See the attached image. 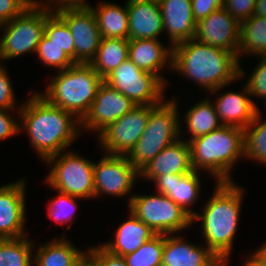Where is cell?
<instances>
[{"label": "cell", "instance_id": "1", "mask_svg": "<svg viewBox=\"0 0 266 266\" xmlns=\"http://www.w3.org/2000/svg\"><path fill=\"white\" fill-rule=\"evenodd\" d=\"M18 113L20 131L26 130L30 145L44 162L64 152L81 130L80 121L72 113L50 104L39 92L30 95Z\"/></svg>", "mask_w": 266, "mask_h": 266}, {"label": "cell", "instance_id": "2", "mask_svg": "<svg viewBox=\"0 0 266 266\" xmlns=\"http://www.w3.org/2000/svg\"><path fill=\"white\" fill-rule=\"evenodd\" d=\"M238 54L190 39L173 46L172 70L217 93L245 74Z\"/></svg>", "mask_w": 266, "mask_h": 266}, {"label": "cell", "instance_id": "3", "mask_svg": "<svg viewBox=\"0 0 266 266\" xmlns=\"http://www.w3.org/2000/svg\"><path fill=\"white\" fill-rule=\"evenodd\" d=\"M244 189L232 182H217L212 197L203 210L192 217V222L201 220L205 245L223 263L230 262L235 233L237 232Z\"/></svg>", "mask_w": 266, "mask_h": 266}, {"label": "cell", "instance_id": "4", "mask_svg": "<svg viewBox=\"0 0 266 266\" xmlns=\"http://www.w3.org/2000/svg\"><path fill=\"white\" fill-rule=\"evenodd\" d=\"M188 142L193 170H205L216 182H232L230 170L239 158H244L243 129L222 125Z\"/></svg>", "mask_w": 266, "mask_h": 266}, {"label": "cell", "instance_id": "5", "mask_svg": "<svg viewBox=\"0 0 266 266\" xmlns=\"http://www.w3.org/2000/svg\"><path fill=\"white\" fill-rule=\"evenodd\" d=\"M103 81L90 64L75 63L58 71L45 88L46 91L40 95L81 121L88 113Z\"/></svg>", "mask_w": 266, "mask_h": 266}, {"label": "cell", "instance_id": "6", "mask_svg": "<svg viewBox=\"0 0 266 266\" xmlns=\"http://www.w3.org/2000/svg\"><path fill=\"white\" fill-rule=\"evenodd\" d=\"M177 100L150 105V116L142 137L127 155L129 162L140 172L164 148L181 135Z\"/></svg>", "mask_w": 266, "mask_h": 266}, {"label": "cell", "instance_id": "7", "mask_svg": "<svg viewBox=\"0 0 266 266\" xmlns=\"http://www.w3.org/2000/svg\"><path fill=\"white\" fill-rule=\"evenodd\" d=\"M53 12L35 0L20 15L1 25V60L13 59L25 53H36L44 34L46 19Z\"/></svg>", "mask_w": 266, "mask_h": 266}, {"label": "cell", "instance_id": "8", "mask_svg": "<svg viewBox=\"0 0 266 266\" xmlns=\"http://www.w3.org/2000/svg\"><path fill=\"white\" fill-rule=\"evenodd\" d=\"M45 163L52 165L45 184L50 188L80 197L95 198L94 163L74 151L60 152L49 157Z\"/></svg>", "mask_w": 266, "mask_h": 266}, {"label": "cell", "instance_id": "9", "mask_svg": "<svg viewBox=\"0 0 266 266\" xmlns=\"http://www.w3.org/2000/svg\"><path fill=\"white\" fill-rule=\"evenodd\" d=\"M128 209L155 234H176L192 225V217L164 194L131 195Z\"/></svg>", "mask_w": 266, "mask_h": 266}, {"label": "cell", "instance_id": "10", "mask_svg": "<svg viewBox=\"0 0 266 266\" xmlns=\"http://www.w3.org/2000/svg\"><path fill=\"white\" fill-rule=\"evenodd\" d=\"M104 82L136 105H159L164 101L166 84L157 75L140 69L129 58L107 75Z\"/></svg>", "mask_w": 266, "mask_h": 266}, {"label": "cell", "instance_id": "11", "mask_svg": "<svg viewBox=\"0 0 266 266\" xmlns=\"http://www.w3.org/2000/svg\"><path fill=\"white\" fill-rule=\"evenodd\" d=\"M150 116V105H136L97 135L99 146L106 154L125 155L142 137Z\"/></svg>", "mask_w": 266, "mask_h": 266}, {"label": "cell", "instance_id": "12", "mask_svg": "<svg viewBox=\"0 0 266 266\" xmlns=\"http://www.w3.org/2000/svg\"><path fill=\"white\" fill-rule=\"evenodd\" d=\"M55 13L68 25L74 38V63L90 64L102 39L91 7L64 8Z\"/></svg>", "mask_w": 266, "mask_h": 266}, {"label": "cell", "instance_id": "13", "mask_svg": "<svg viewBox=\"0 0 266 266\" xmlns=\"http://www.w3.org/2000/svg\"><path fill=\"white\" fill-rule=\"evenodd\" d=\"M140 172L125 155L104 154L94 163L95 197L101 194L121 197L129 195Z\"/></svg>", "mask_w": 266, "mask_h": 266}, {"label": "cell", "instance_id": "14", "mask_svg": "<svg viewBox=\"0 0 266 266\" xmlns=\"http://www.w3.org/2000/svg\"><path fill=\"white\" fill-rule=\"evenodd\" d=\"M135 106L129 98L103 81L88 113L80 121V128L100 133Z\"/></svg>", "mask_w": 266, "mask_h": 266}, {"label": "cell", "instance_id": "15", "mask_svg": "<svg viewBox=\"0 0 266 266\" xmlns=\"http://www.w3.org/2000/svg\"><path fill=\"white\" fill-rule=\"evenodd\" d=\"M240 23L224 7L196 22L193 39L238 54Z\"/></svg>", "mask_w": 266, "mask_h": 266}, {"label": "cell", "instance_id": "16", "mask_svg": "<svg viewBox=\"0 0 266 266\" xmlns=\"http://www.w3.org/2000/svg\"><path fill=\"white\" fill-rule=\"evenodd\" d=\"M25 181L0 186V239L27 236L25 232Z\"/></svg>", "mask_w": 266, "mask_h": 266}, {"label": "cell", "instance_id": "17", "mask_svg": "<svg viewBox=\"0 0 266 266\" xmlns=\"http://www.w3.org/2000/svg\"><path fill=\"white\" fill-rule=\"evenodd\" d=\"M172 235H165L161 266H224L206 246L194 245L182 236Z\"/></svg>", "mask_w": 266, "mask_h": 266}, {"label": "cell", "instance_id": "18", "mask_svg": "<svg viewBox=\"0 0 266 266\" xmlns=\"http://www.w3.org/2000/svg\"><path fill=\"white\" fill-rule=\"evenodd\" d=\"M199 171H191L186 174H163L156 176L155 182L157 192L168 196L174 203L193 217L196 212L191 210L200 195Z\"/></svg>", "mask_w": 266, "mask_h": 266}, {"label": "cell", "instance_id": "19", "mask_svg": "<svg viewBox=\"0 0 266 266\" xmlns=\"http://www.w3.org/2000/svg\"><path fill=\"white\" fill-rule=\"evenodd\" d=\"M164 31L170 45L193 39L196 21L193 18L192 0H161L159 2Z\"/></svg>", "mask_w": 266, "mask_h": 266}, {"label": "cell", "instance_id": "20", "mask_svg": "<svg viewBox=\"0 0 266 266\" xmlns=\"http://www.w3.org/2000/svg\"><path fill=\"white\" fill-rule=\"evenodd\" d=\"M129 31L128 39H158L163 28L159 2L127 0Z\"/></svg>", "mask_w": 266, "mask_h": 266}, {"label": "cell", "instance_id": "21", "mask_svg": "<svg viewBox=\"0 0 266 266\" xmlns=\"http://www.w3.org/2000/svg\"><path fill=\"white\" fill-rule=\"evenodd\" d=\"M193 171L189 142L182 138L171 143L141 171L140 177L152 181L163 174H186Z\"/></svg>", "mask_w": 266, "mask_h": 266}, {"label": "cell", "instance_id": "22", "mask_svg": "<svg viewBox=\"0 0 266 266\" xmlns=\"http://www.w3.org/2000/svg\"><path fill=\"white\" fill-rule=\"evenodd\" d=\"M248 96L250 94L246 85L240 93L229 91L219 94V97L213 103L222 125L234 126L244 130L253 121L259 108Z\"/></svg>", "mask_w": 266, "mask_h": 266}, {"label": "cell", "instance_id": "23", "mask_svg": "<svg viewBox=\"0 0 266 266\" xmlns=\"http://www.w3.org/2000/svg\"><path fill=\"white\" fill-rule=\"evenodd\" d=\"M128 58L140 69L157 75L167 84L168 80L164 79L160 72L167 65L172 70L173 47L171 45L166 48L159 39L129 40Z\"/></svg>", "mask_w": 266, "mask_h": 266}, {"label": "cell", "instance_id": "24", "mask_svg": "<svg viewBox=\"0 0 266 266\" xmlns=\"http://www.w3.org/2000/svg\"><path fill=\"white\" fill-rule=\"evenodd\" d=\"M129 216V219L117 228L113 242L100 244L112 254L125 256L133 253L156 235L149 226L140 221L132 212L129 213Z\"/></svg>", "mask_w": 266, "mask_h": 266}, {"label": "cell", "instance_id": "25", "mask_svg": "<svg viewBox=\"0 0 266 266\" xmlns=\"http://www.w3.org/2000/svg\"><path fill=\"white\" fill-rule=\"evenodd\" d=\"M65 236L38 245L33 266H74L87 251L78 249Z\"/></svg>", "mask_w": 266, "mask_h": 266}, {"label": "cell", "instance_id": "26", "mask_svg": "<svg viewBox=\"0 0 266 266\" xmlns=\"http://www.w3.org/2000/svg\"><path fill=\"white\" fill-rule=\"evenodd\" d=\"M97 8L91 7L94 12L101 38L128 39L129 19L128 9L113 3L99 2Z\"/></svg>", "mask_w": 266, "mask_h": 266}, {"label": "cell", "instance_id": "27", "mask_svg": "<svg viewBox=\"0 0 266 266\" xmlns=\"http://www.w3.org/2000/svg\"><path fill=\"white\" fill-rule=\"evenodd\" d=\"M128 54L129 39L102 38L90 65L104 79L128 58Z\"/></svg>", "mask_w": 266, "mask_h": 266}, {"label": "cell", "instance_id": "28", "mask_svg": "<svg viewBox=\"0 0 266 266\" xmlns=\"http://www.w3.org/2000/svg\"><path fill=\"white\" fill-rule=\"evenodd\" d=\"M243 54L266 57V18L252 15L240 23L238 58Z\"/></svg>", "mask_w": 266, "mask_h": 266}, {"label": "cell", "instance_id": "29", "mask_svg": "<svg viewBox=\"0 0 266 266\" xmlns=\"http://www.w3.org/2000/svg\"><path fill=\"white\" fill-rule=\"evenodd\" d=\"M184 119L187 132L190 134V140L206 135L222 126L214 104L207 98L200 100L196 105L189 108Z\"/></svg>", "mask_w": 266, "mask_h": 266}, {"label": "cell", "instance_id": "30", "mask_svg": "<svg viewBox=\"0 0 266 266\" xmlns=\"http://www.w3.org/2000/svg\"><path fill=\"white\" fill-rule=\"evenodd\" d=\"M28 239H0V266H33L34 245Z\"/></svg>", "mask_w": 266, "mask_h": 266}, {"label": "cell", "instance_id": "31", "mask_svg": "<svg viewBox=\"0 0 266 266\" xmlns=\"http://www.w3.org/2000/svg\"><path fill=\"white\" fill-rule=\"evenodd\" d=\"M260 110L243 130L244 158L266 164V120L260 123ZM254 126V127H253Z\"/></svg>", "mask_w": 266, "mask_h": 266}, {"label": "cell", "instance_id": "32", "mask_svg": "<svg viewBox=\"0 0 266 266\" xmlns=\"http://www.w3.org/2000/svg\"><path fill=\"white\" fill-rule=\"evenodd\" d=\"M165 235L156 234L139 249L124 257L127 266H161Z\"/></svg>", "mask_w": 266, "mask_h": 266}, {"label": "cell", "instance_id": "33", "mask_svg": "<svg viewBox=\"0 0 266 266\" xmlns=\"http://www.w3.org/2000/svg\"><path fill=\"white\" fill-rule=\"evenodd\" d=\"M44 35L60 46L74 62V38L68 25L55 12L46 19Z\"/></svg>", "mask_w": 266, "mask_h": 266}, {"label": "cell", "instance_id": "34", "mask_svg": "<svg viewBox=\"0 0 266 266\" xmlns=\"http://www.w3.org/2000/svg\"><path fill=\"white\" fill-rule=\"evenodd\" d=\"M36 54L42 64L65 70L75 63L65 54L60 46L51 42L44 34L37 46Z\"/></svg>", "mask_w": 266, "mask_h": 266}, {"label": "cell", "instance_id": "35", "mask_svg": "<svg viewBox=\"0 0 266 266\" xmlns=\"http://www.w3.org/2000/svg\"><path fill=\"white\" fill-rule=\"evenodd\" d=\"M58 197L56 196L55 199L49 202L48 206V216L58 222V224L67 223L68 227L66 228L69 230L72 221L69 223L70 220H74V212L77 209L76 200L82 199L80 197H75L68 195L66 193H62L57 191ZM72 218V219H71Z\"/></svg>", "mask_w": 266, "mask_h": 266}, {"label": "cell", "instance_id": "36", "mask_svg": "<svg viewBox=\"0 0 266 266\" xmlns=\"http://www.w3.org/2000/svg\"><path fill=\"white\" fill-rule=\"evenodd\" d=\"M247 80L245 85L250 96L266 100V57H261Z\"/></svg>", "mask_w": 266, "mask_h": 266}, {"label": "cell", "instance_id": "37", "mask_svg": "<svg viewBox=\"0 0 266 266\" xmlns=\"http://www.w3.org/2000/svg\"><path fill=\"white\" fill-rule=\"evenodd\" d=\"M256 0H224L223 7L239 23L254 14Z\"/></svg>", "mask_w": 266, "mask_h": 266}, {"label": "cell", "instance_id": "38", "mask_svg": "<svg viewBox=\"0 0 266 266\" xmlns=\"http://www.w3.org/2000/svg\"><path fill=\"white\" fill-rule=\"evenodd\" d=\"M6 67L0 64V109L14 110L16 107V99Z\"/></svg>", "mask_w": 266, "mask_h": 266}, {"label": "cell", "instance_id": "39", "mask_svg": "<svg viewBox=\"0 0 266 266\" xmlns=\"http://www.w3.org/2000/svg\"><path fill=\"white\" fill-rule=\"evenodd\" d=\"M35 0H0V25L20 15Z\"/></svg>", "mask_w": 266, "mask_h": 266}, {"label": "cell", "instance_id": "40", "mask_svg": "<svg viewBox=\"0 0 266 266\" xmlns=\"http://www.w3.org/2000/svg\"><path fill=\"white\" fill-rule=\"evenodd\" d=\"M87 253L94 259L96 266H127L123 256L110 253L102 245L89 248Z\"/></svg>", "mask_w": 266, "mask_h": 266}, {"label": "cell", "instance_id": "41", "mask_svg": "<svg viewBox=\"0 0 266 266\" xmlns=\"http://www.w3.org/2000/svg\"><path fill=\"white\" fill-rule=\"evenodd\" d=\"M224 0H192L194 20L200 21L209 16L213 11L223 7Z\"/></svg>", "mask_w": 266, "mask_h": 266}, {"label": "cell", "instance_id": "42", "mask_svg": "<svg viewBox=\"0 0 266 266\" xmlns=\"http://www.w3.org/2000/svg\"><path fill=\"white\" fill-rule=\"evenodd\" d=\"M11 110L0 109V141L20 133V124L9 114Z\"/></svg>", "mask_w": 266, "mask_h": 266}, {"label": "cell", "instance_id": "43", "mask_svg": "<svg viewBox=\"0 0 266 266\" xmlns=\"http://www.w3.org/2000/svg\"><path fill=\"white\" fill-rule=\"evenodd\" d=\"M85 1L86 0H47L44 3L40 1V3L49 8L52 12H56L64 8L91 7L90 4L88 5Z\"/></svg>", "mask_w": 266, "mask_h": 266}, {"label": "cell", "instance_id": "44", "mask_svg": "<svg viewBox=\"0 0 266 266\" xmlns=\"http://www.w3.org/2000/svg\"><path fill=\"white\" fill-rule=\"evenodd\" d=\"M253 15H258L266 18V0H256Z\"/></svg>", "mask_w": 266, "mask_h": 266}, {"label": "cell", "instance_id": "45", "mask_svg": "<svg viewBox=\"0 0 266 266\" xmlns=\"http://www.w3.org/2000/svg\"><path fill=\"white\" fill-rule=\"evenodd\" d=\"M74 266H96L94 259L86 252Z\"/></svg>", "mask_w": 266, "mask_h": 266}, {"label": "cell", "instance_id": "46", "mask_svg": "<svg viewBox=\"0 0 266 266\" xmlns=\"http://www.w3.org/2000/svg\"><path fill=\"white\" fill-rule=\"evenodd\" d=\"M252 254L266 266V243Z\"/></svg>", "mask_w": 266, "mask_h": 266}, {"label": "cell", "instance_id": "47", "mask_svg": "<svg viewBox=\"0 0 266 266\" xmlns=\"http://www.w3.org/2000/svg\"><path fill=\"white\" fill-rule=\"evenodd\" d=\"M243 266H265V265L251 253V255H249L246 263Z\"/></svg>", "mask_w": 266, "mask_h": 266}, {"label": "cell", "instance_id": "48", "mask_svg": "<svg viewBox=\"0 0 266 266\" xmlns=\"http://www.w3.org/2000/svg\"><path fill=\"white\" fill-rule=\"evenodd\" d=\"M0 28H1V25H0ZM0 62H2L1 61V41H0ZM1 64V63H0Z\"/></svg>", "mask_w": 266, "mask_h": 266}, {"label": "cell", "instance_id": "49", "mask_svg": "<svg viewBox=\"0 0 266 266\" xmlns=\"http://www.w3.org/2000/svg\"><path fill=\"white\" fill-rule=\"evenodd\" d=\"M146 1L160 2L161 0H146Z\"/></svg>", "mask_w": 266, "mask_h": 266}]
</instances>
